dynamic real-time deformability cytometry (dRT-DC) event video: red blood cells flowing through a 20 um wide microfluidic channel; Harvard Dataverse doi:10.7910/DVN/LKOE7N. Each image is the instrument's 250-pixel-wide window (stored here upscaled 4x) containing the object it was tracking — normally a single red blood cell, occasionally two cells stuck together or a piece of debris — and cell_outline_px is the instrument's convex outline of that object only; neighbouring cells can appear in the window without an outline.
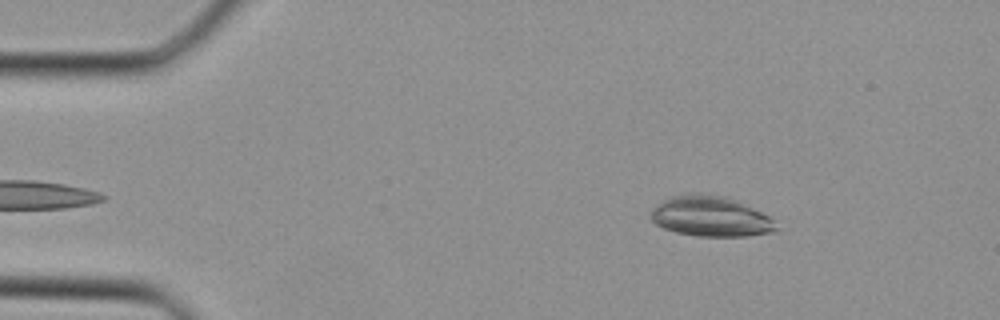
{"species": "Egyptian fruit bat (a non-hibernating species)", "species_latin": "Rousettus aegyptiacus", "temperature_condition": "cold", "stored_images_in_passage": 34, "camera_frame_rate_fps": 3000, "um_per_image_px": 0.085, "animal": {"sex": "female"}, "frame": {"image": 1, "passage_image": 2, "time_ms": 0.333, "image_size_px": [1000, 320], "cell_outline_px": [[780, 228], [772, 232], [748, 236], [696, 236], [676, 232], [664, 228], [656, 224], [648, 216], [652, 208], [668, 196], [688, 192], [704, 192], [728, 196], [768, 216]], "centroid_in_image_um": [60.35, 18.36], "position_along_channel_um": 24.7, "area_um2": 29.94}}
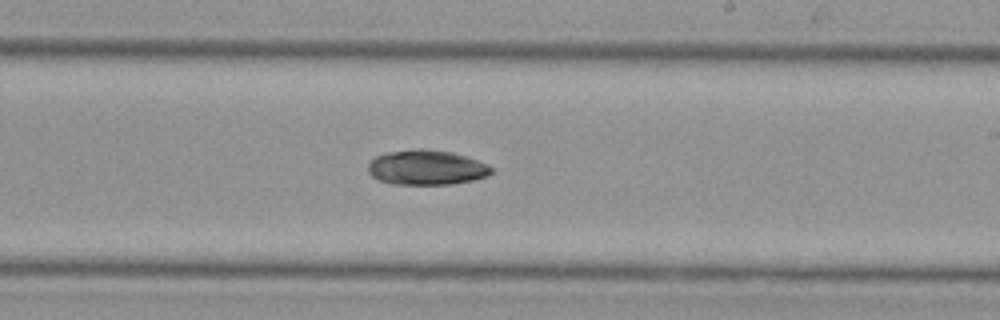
{"frame": {"image": 2, "passage_image": 19, "time_ms": 6.0, "image_size_px": [1000, 320], "cell_outline_px": [[492, 172], [488, 176], [472, 180], [448, 184], [392, 184], [380, 180], [372, 176], [368, 172], [368, 164], [376, 156], [388, 152], [416, 148], [424, 148], [452, 152], [468, 156], [492, 168]], "centroid_in_image_um": [36.23, 14.22], "position_along_channel_um": 252.8, "area_um2": 24.97}}
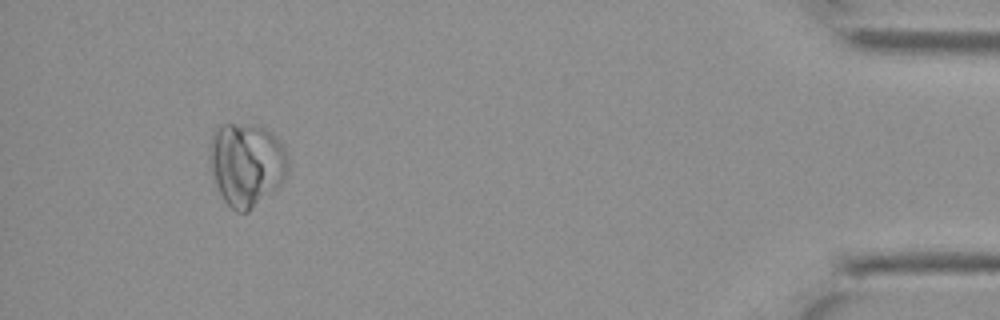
{"frame": {"image": 3, "passage_image": 32, "time_ms": 10.333, "image_size_px": [1000, 320], "cell_outline_px": [[288, 168], [280, 184], [248, 212], [236, 212], [224, 200], [220, 192], [208, 156], [208, 148], [212, 136], [216, 128], [224, 124], [256, 124], [272, 132], [280, 140], [288, 152]], "centroid_in_image_um": [20.97, 13.92], "position_along_channel_um": 414.2, "area_um2": 37.97}}